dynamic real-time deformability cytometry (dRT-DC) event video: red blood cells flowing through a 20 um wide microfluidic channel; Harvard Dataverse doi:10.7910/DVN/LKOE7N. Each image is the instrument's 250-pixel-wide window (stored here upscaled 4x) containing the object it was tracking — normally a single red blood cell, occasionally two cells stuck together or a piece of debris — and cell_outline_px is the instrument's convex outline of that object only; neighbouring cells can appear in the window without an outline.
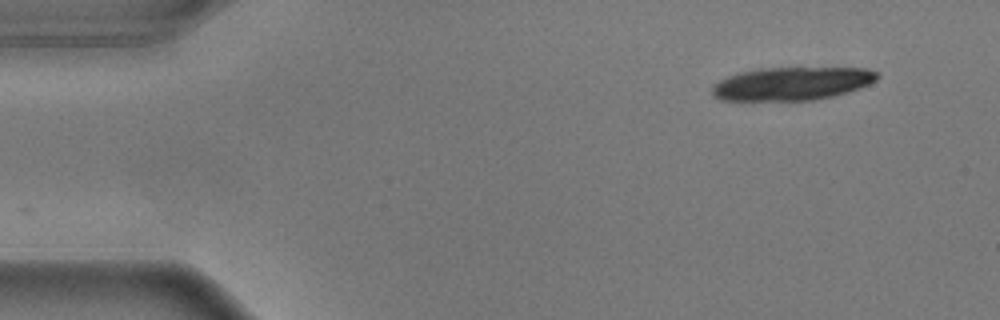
{"species": "common noctule bat (a hibernating species)", "species_latin": "Nyctalus noctula", "temperature_condition": "warm", "stored_images_in_passage": 14, "camera_frame_rate_fps": 3000, "um_per_image_px": 0.085, "animal": {"sex": "male", "body_mass_g": 17.9}, "frame": {"image": 1, "passage_image": 1, "time_ms": 0.0, "image_size_px": [1000, 320], "cell_outline_px": [[880, 76], [876, 80], [860, 88], [848, 92], [832, 96], [812, 100], [720, 100], [712, 96], [712, 84], [728, 76], [740, 72], [760, 68], [868, 68], [880, 72]], "centroid_in_image_um": [67.32, 7.1], "position_along_channel_um": 17.7, "area_um2": 32.02}}